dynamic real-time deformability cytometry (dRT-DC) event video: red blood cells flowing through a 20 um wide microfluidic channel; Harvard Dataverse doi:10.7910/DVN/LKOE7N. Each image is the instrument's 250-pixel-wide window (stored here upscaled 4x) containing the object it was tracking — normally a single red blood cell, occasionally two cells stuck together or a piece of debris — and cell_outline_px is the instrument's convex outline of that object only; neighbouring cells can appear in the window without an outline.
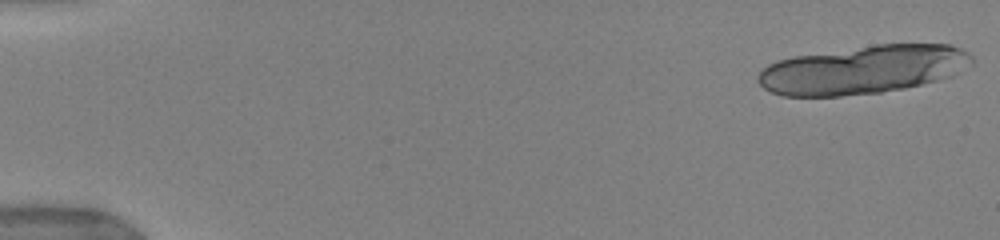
{"species": "human", "species_latin": "Homo sapiens", "temperature_condition": "warm", "stored_images_in_passage": 20, "camera_frame_rate_fps": 3000, "um_per_image_px": 0.085, "donor": {"sex": "female"}, "frame": {"image": 1, "passage_image": 1, "time_ms": 0.0, "image_size_px": [1000, 240], "cell_outline_px": [[972, 64], [952, 76], [904, 88], [880, 92], [840, 96], [784, 96], [772, 92], [764, 88], [756, 80], [756, 76], [768, 64], [776, 60], [792, 56], [876, 44], [948, 44], [960, 48], [968, 52], [972, 56]], "centroid_in_image_um": [73.34, 5.91], "position_along_channel_um": 11.7, "area_um2": 60.34}}